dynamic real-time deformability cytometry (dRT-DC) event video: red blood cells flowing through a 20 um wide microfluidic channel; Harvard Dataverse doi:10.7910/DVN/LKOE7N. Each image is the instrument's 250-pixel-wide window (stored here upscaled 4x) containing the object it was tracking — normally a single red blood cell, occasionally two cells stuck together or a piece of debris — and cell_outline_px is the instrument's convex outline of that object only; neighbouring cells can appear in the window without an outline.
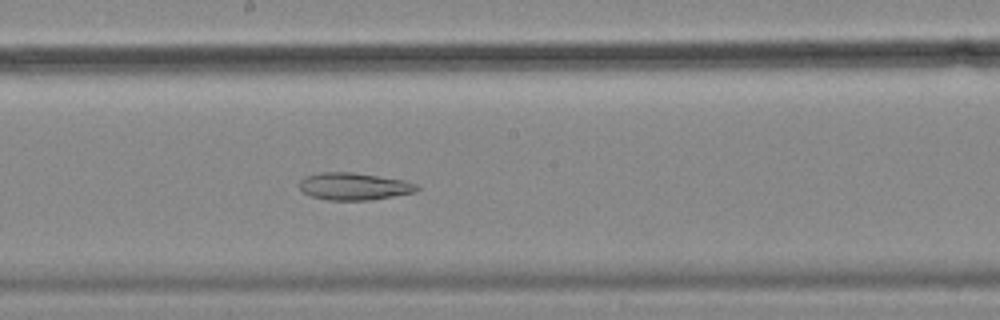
{"species": "common noctule bat (a hibernating species)", "species_latin": "Nyctalus noctula", "temperature_condition": "cold", "stored_images_in_passage": 57, "camera_frame_rate_fps": 3000, "um_per_image_px": 0.085, "animal": {"sex": "female", "body_mass_g": 18.4}, "frame": {"image": 1, "passage_image": 31, "time_ms": 10.0, "image_size_px": [1000, 320], "cell_outline_px": [[420, 188], [416, 192], [372, 200], [328, 200], [308, 196], [300, 188], [300, 180], [304, 176], [320, 172], [352, 172], [404, 180], [416, 184]], "centroid_in_image_um": [30.08, 15.84], "position_along_channel_um": 218.1, "area_um2": 18.79}}
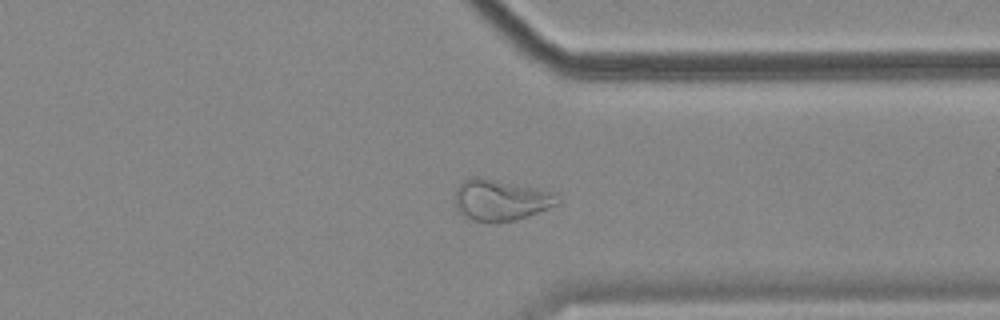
{"frame": {"image": 2, "passage_image": 44, "time_ms": 14.333, "image_size_px": [1000, 320], "cell_outline_px": [[560, 204], [528, 216], [516, 220], [472, 220], [456, 212], [456, 188], [464, 180], [472, 176], [480, 176], [540, 188], [556, 192], [560, 200]], "centroid_in_image_um": [42.6, 16.96], "position_along_channel_um": 368.8, "area_um2": 24.74}}
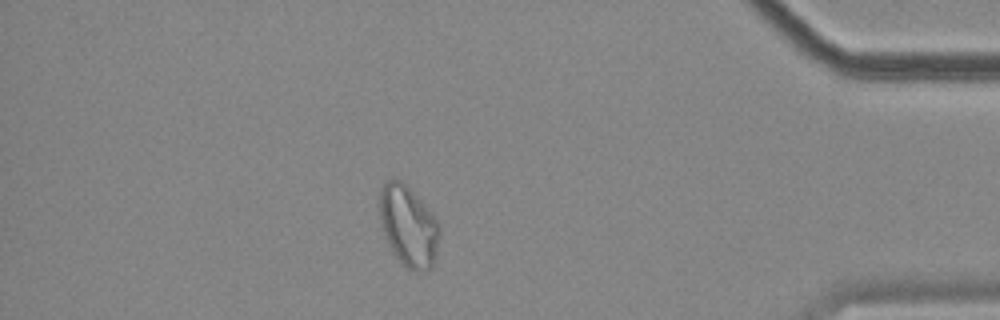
{"frame": {"image": 3, "passage_image": 50, "time_ms": 16.333, "image_size_px": [1000, 320], "cell_outline_px": [[440, 232], [432, 268], [424, 272], [416, 272], [408, 268], [392, 252], [384, 232], [380, 220], [380, 188], [388, 180], [400, 180], [420, 200], [440, 224]], "centroid_in_image_um": [34.72, 19.25], "position_along_channel_um": 400.5, "area_um2": 27.63}}